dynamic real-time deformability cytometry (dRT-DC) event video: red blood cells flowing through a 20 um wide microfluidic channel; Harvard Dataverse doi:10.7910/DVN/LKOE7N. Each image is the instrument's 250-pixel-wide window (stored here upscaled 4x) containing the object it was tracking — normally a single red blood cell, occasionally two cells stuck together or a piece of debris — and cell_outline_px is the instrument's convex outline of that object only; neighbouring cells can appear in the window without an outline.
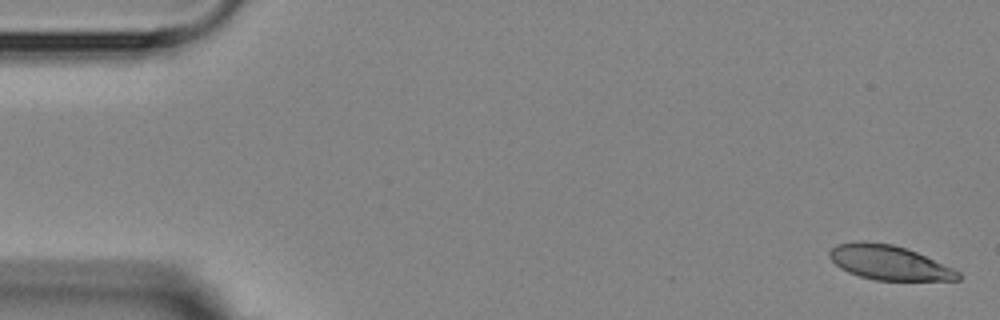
{"species": "Egyptian fruit bat (a non-hibernating species)", "species_latin": "Rousettus aegyptiacus", "temperature_condition": "room temperature", "stored_images_in_passage": 5, "camera_frame_rate_fps": 3000, "um_per_image_px": 0.085, "animal": {"sex": "female"}, "frame": {"image": 1, "passage_image": 1, "time_ms": 0.0, "image_size_px": [1000, 320], "cell_outline_px": [[960, 280], [876, 280], [860, 276], [848, 272], [840, 268], [828, 256], [828, 252], [836, 244], [860, 240], [864, 240], [892, 244], [916, 252], [952, 268], [960, 272]], "centroid_in_image_um": [75.52, 22.31], "position_along_channel_um": 9.5, "area_um2": 25.72}}
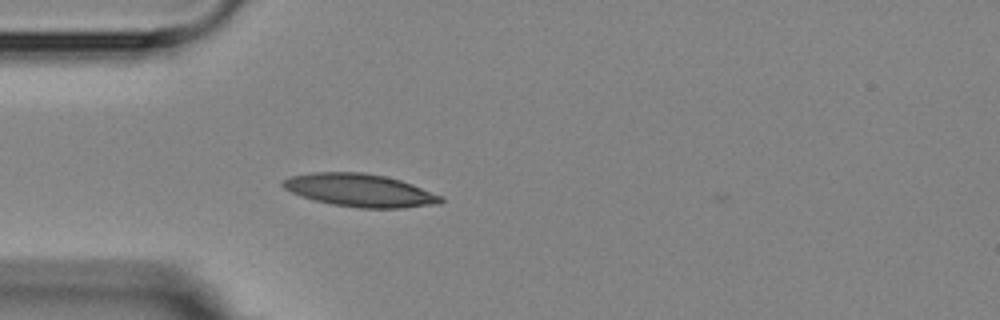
{"frame": {"image": 2, "passage_image": 5, "time_ms": 4.667, "image_size_px": [1000, 320], "cell_outline_px": [[444, 200], [440, 204], [404, 208], [360, 208], [332, 204], [300, 196], [284, 188], [280, 184], [284, 180], [292, 176], [312, 172], [364, 172], [384, 176], [400, 180], [412, 184], [444, 196]], "centroid_in_image_um": [30.64, 16.18], "position_along_channel_um": 54.4, "area_um2": 30.29}}